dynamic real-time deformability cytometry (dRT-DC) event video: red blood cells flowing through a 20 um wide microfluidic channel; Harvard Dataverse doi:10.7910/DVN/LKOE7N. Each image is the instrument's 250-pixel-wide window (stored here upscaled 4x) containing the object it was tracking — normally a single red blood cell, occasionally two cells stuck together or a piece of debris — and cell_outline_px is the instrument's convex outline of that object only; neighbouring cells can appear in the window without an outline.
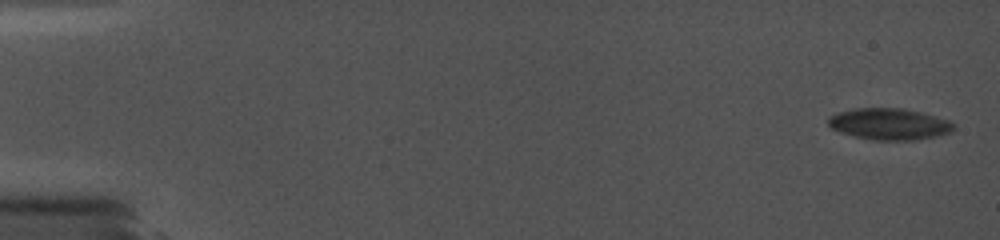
{"species": "common noctule bat (a hibernating species)", "species_latin": "Nyctalus noctula", "temperature_condition": "cold", "stored_images_in_passage": 7, "camera_frame_rate_fps": 5000, "um_per_image_px": 0.085, "animal": {"sex": "female", "body_mass_g": 19.0, "forearm_length_mm": 56.7}, "frame": {"image": 1, "passage_image": 1, "time_ms": 0.0, "image_size_px": [1000, 240], "cell_outline_px": [[956, 128], [952, 132], [936, 136], [912, 140], [872, 140], [840, 132], [832, 128], [828, 124], [828, 116], [836, 112], [856, 108], [904, 108], [936, 116], [948, 120], [956, 124]], "centroid_in_image_um": [75.6, 10.53], "position_along_channel_um": 9.4, "area_um2": 23.12}}
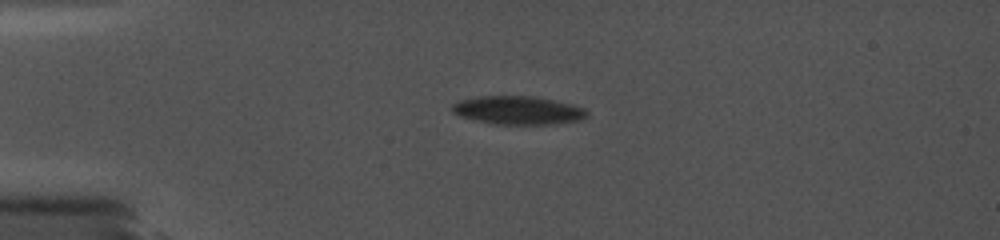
{"frame": {"image": 2, "passage_image": 5, "time_ms": 4.2, "image_size_px": [1000, 240], "cell_outline_px": [[588, 116], [580, 120], [552, 124], [496, 124], [476, 120], [460, 116], [452, 112], [452, 104], [460, 100], [480, 96], [536, 96], [572, 104], [584, 108], [588, 112]], "centroid_in_image_um": [44.05, 9.37], "position_along_channel_um": 41.0, "area_um2": 22.25}}